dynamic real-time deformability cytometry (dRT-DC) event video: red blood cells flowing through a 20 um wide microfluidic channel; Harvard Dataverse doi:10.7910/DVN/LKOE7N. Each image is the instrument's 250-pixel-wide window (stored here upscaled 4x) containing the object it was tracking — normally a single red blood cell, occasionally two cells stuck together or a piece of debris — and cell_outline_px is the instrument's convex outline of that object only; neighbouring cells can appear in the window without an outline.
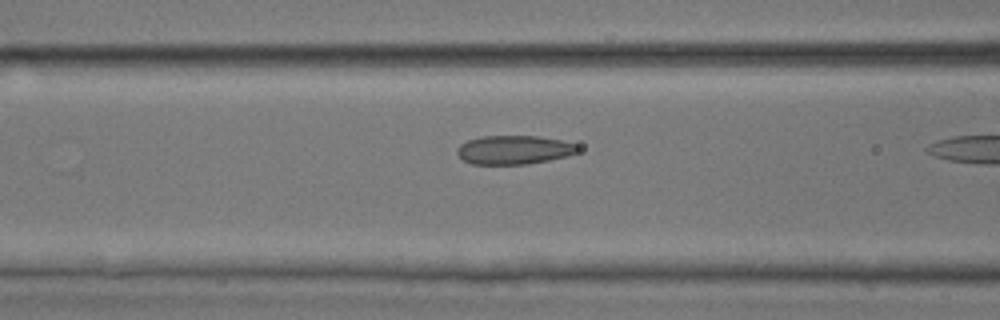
{"species": "common noctule bat (a hibernating species)", "species_latin": "Nyctalus noctula", "temperature_condition": "room temperature", "stored_images_in_passage": 5, "camera_frame_rate_fps": 3000, "um_per_image_px": 0.085, "animal": {"sex": "male", "body_mass_g": 17.9, "forearm_length_mm": 54.2}, "frame": {"image": 1, "passage_image": 4, "time_ms": 1.0, "image_size_px": [1000, 320], "cell_outline_px": [[580, 152], [568, 156], [528, 164], [472, 164], [464, 160], [456, 152], [456, 148], [460, 144], [468, 140], [480, 136], [536, 136], [560, 140], [576, 144], [580, 148]], "centroid_in_image_um": [43.7, 12.73], "position_along_channel_um": 122.9, "area_um2": 20.35}}